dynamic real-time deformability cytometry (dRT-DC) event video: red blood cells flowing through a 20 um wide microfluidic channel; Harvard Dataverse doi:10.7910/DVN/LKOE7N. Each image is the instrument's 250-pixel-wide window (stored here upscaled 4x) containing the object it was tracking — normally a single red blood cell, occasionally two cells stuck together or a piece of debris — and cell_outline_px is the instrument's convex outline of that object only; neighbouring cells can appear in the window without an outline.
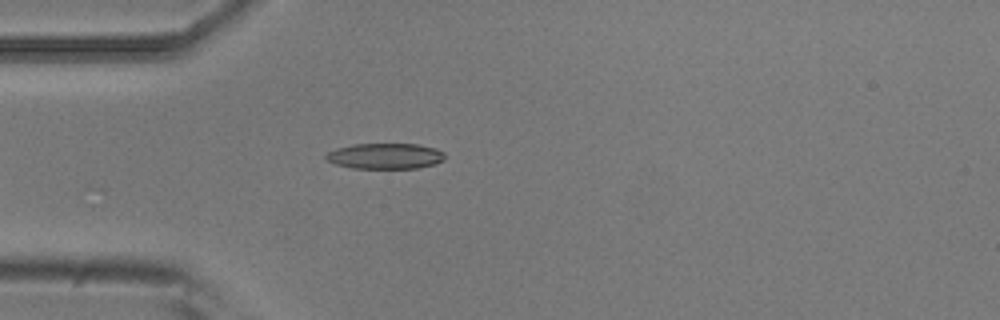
{"species": "common noctule bat (a hibernating species)", "species_latin": "Nyctalus noctula", "temperature_condition": "room temperature", "stored_images_in_passage": 5, "camera_frame_rate_fps": 3000, "um_per_image_px": 0.085, "animal": {"sex": "male", "body_mass_g": 20.5, "forearm_length_mm": 52.5}, "frame": {"image": 1, "passage_image": 5, "time_ms": 1.333, "image_size_px": [1000, 320], "cell_outline_px": [[444, 160], [432, 164], [416, 168], [352, 168], [336, 164], [328, 160], [324, 156], [328, 152], [336, 148], [352, 144], [416, 144], [436, 148], [444, 152]], "centroid_in_image_um": [32.73, 13.26], "position_along_channel_um": 52.3, "area_um2": 17.69}}